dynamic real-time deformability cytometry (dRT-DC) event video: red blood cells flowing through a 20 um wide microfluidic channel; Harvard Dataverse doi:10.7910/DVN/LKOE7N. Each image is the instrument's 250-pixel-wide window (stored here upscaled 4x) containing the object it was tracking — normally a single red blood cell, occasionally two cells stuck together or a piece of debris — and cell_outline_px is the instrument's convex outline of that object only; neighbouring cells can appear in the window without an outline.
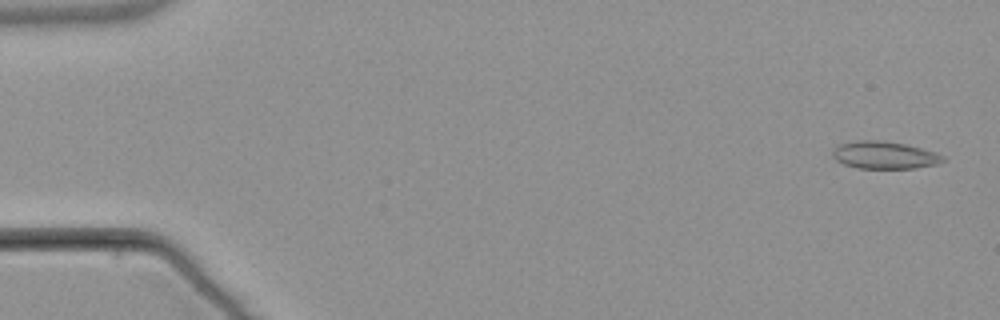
{"species": "common noctule bat (a hibernating species)", "species_latin": "Nyctalus noctula", "temperature_condition": "warm", "stored_images_in_passage": 54, "camera_frame_rate_fps": 3000, "um_per_image_px": 0.085, "animal": {"sex": "male", "body_mass_g": 21.5, "forearm_length_mm": 52.0}, "frame": {"image": 1, "passage_image": 2, "time_ms": 0.333, "image_size_px": [1000, 320], "cell_outline_px": [[944, 160], [936, 164], [916, 168], [856, 168], [844, 164], [836, 160], [832, 156], [832, 152], [840, 144], [860, 140], [880, 140], [904, 144], [936, 152], [944, 156]], "centroid_in_image_um": [75.17, 13.19], "position_along_channel_um": 9.8, "area_um2": 17.46}}
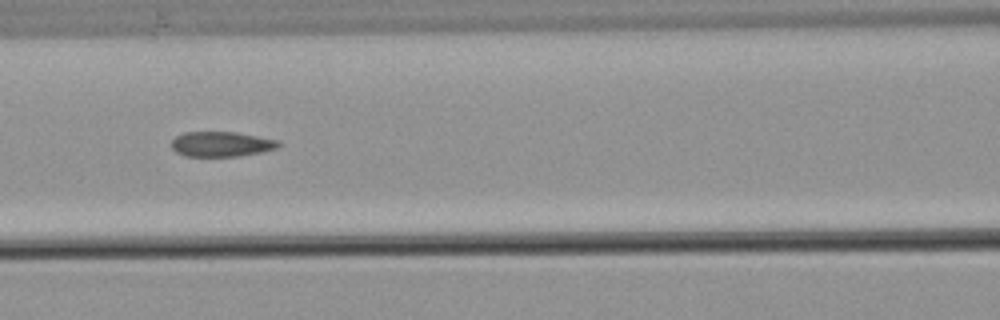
{"frame": {"image": 2, "passage_image": 24, "time_ms": 7.667, "image_size_px": [1000, 320], "cell_outline_px": [[280, 148], [240, 156], [184, 156], [176, 152], [172, 148], [172, 140], [176, 136], [184, 132], [236, 132], [276, 140], [280, 144]], "centroid_in_image_um": [18.8, 12.25], "position_along_channel_um": 147.8, "area_um2": 15.55}}
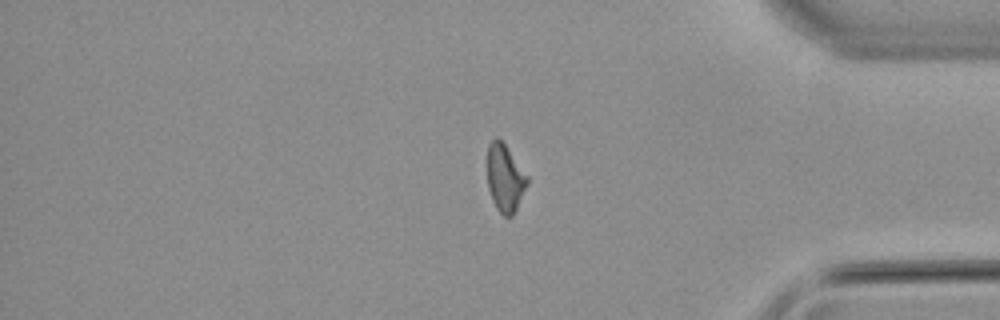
{"frame": {"image": 3, "passage_image": 45, "time_ms": 14.667, "image_size_px": [1000, 320], "cell_outline_px": [[528, 184], [512, 216], [504, 216], [496, 208], [492, 200], [488, 188], [488, 144], [496, 136], [504, 144], [528, 176]], "centroid_in_image_um": [42.92, 15.14], "position_along_channel_um": 392.3, "area_um2": 15.43}, "authors_computed_cell_mechanics": {"area_um2": 16.3863, "velocity_mm_per_s": 3.8239, "shape_relaxation_time_tau1_ms": null, "shape_relaxation_time_tau2_ms": 2.4353, "deformation_change_tau1": null, "deformation_change_tau2": 0.0752}}